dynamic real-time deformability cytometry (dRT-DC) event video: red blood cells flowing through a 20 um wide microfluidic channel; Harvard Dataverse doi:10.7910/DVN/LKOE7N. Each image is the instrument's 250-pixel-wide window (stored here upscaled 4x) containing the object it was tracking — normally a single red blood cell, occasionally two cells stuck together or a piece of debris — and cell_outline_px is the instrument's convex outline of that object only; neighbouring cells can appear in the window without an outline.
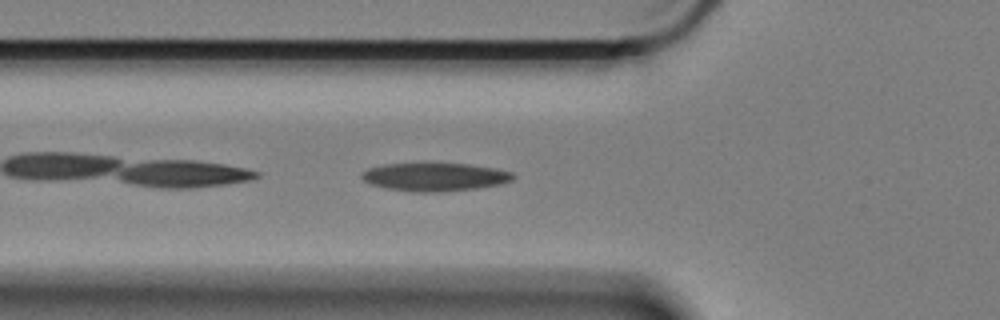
{"species": "Egyptian fruit bat (a non-hibernating species)", "species_latin": "Rousettus aegyptiacus", "temperature_condition": "cold", "stored_images_in_passage": 38, "camera_frame_rate_fps": 3000, "um_per_image_px": 0.085, "animal": {"sex": "female"}, "frame": {"image": 1, "passage_image": 3, "time_ms": 0.667, "image_size_px": [1000, 320], "cell_outline_px": [[516, 176], [512, 180], [500, 184], [476, 188], [444, 192], [412, 192], [388, 188], [372, 184], [364, 180], [360, 176], [368, 168], [388, 164], [468, 164], [496, 168], [512, 172]], "centroid_in_image_um": [37.01, 15.05], "position_along_channel_um": 88.8, "area_um2": 24.62}}
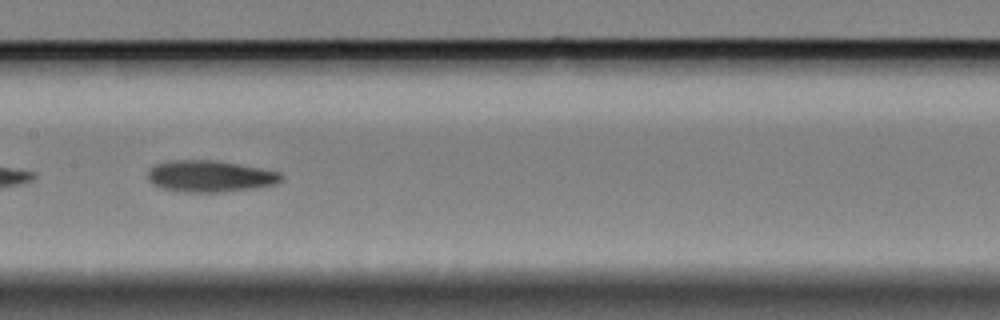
{"frame": {"image": 2, "passage_image": 12, "time_ms": 3.667, "image_size_px": [1000, 320], "cell_outline_px": [[284, 176], [276, 184], [252, 188], [220, 192], [184, 192], [160, 188], [152, 184], [148, 180], [148, 172], [156, 164], [168, 160], [212, 160], [260, 168], [280, 172]], "centroid_in_image_um": [17.82, 14.98], "position_along_channel_um": 189.6, "area_um2": 24.39}}
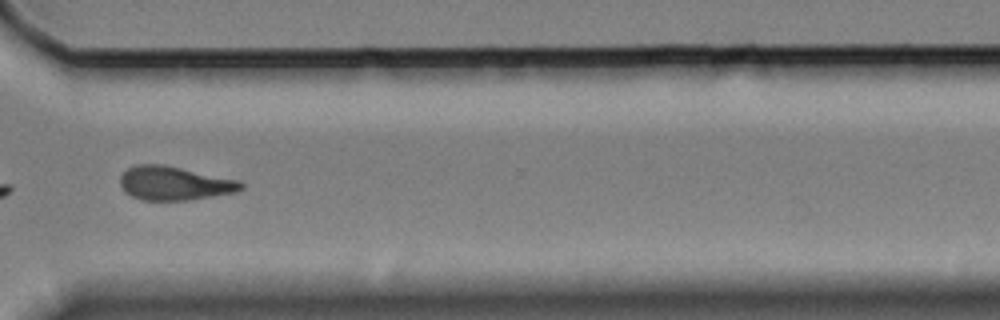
{"frame": {"image": 3, "passage_image": 27, "time_ms": 8.667, "image_size_px": [1000, 320], "cell_outline_px": [[244, 188], [236, 192], [188, 200], [140, 200], [124, 192], [120, 184], [120, 176], [128, 168], [136, 164], [160, 164], [240, 180], [244, 184]], "centroid_in_image_um": [14.81, 15.58], "position_along_channel_um": 355.8, "area_um2": 23.76}}